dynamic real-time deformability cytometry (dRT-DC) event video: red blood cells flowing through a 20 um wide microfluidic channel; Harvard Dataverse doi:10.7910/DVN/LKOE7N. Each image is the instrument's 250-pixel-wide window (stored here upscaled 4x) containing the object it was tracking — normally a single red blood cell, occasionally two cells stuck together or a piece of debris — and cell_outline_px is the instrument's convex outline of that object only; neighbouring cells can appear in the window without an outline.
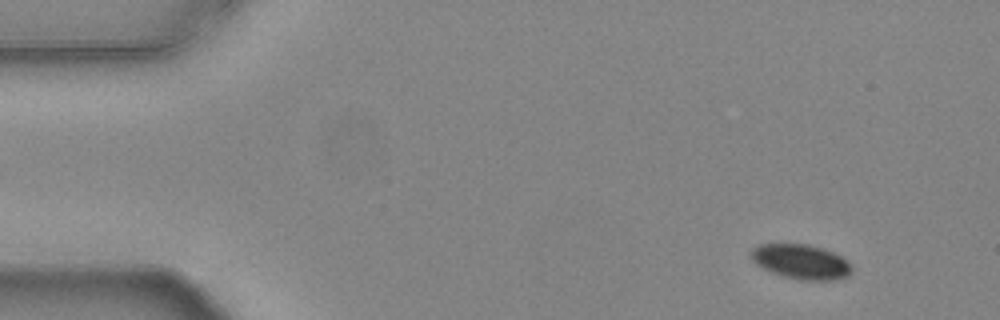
{"species": "common noctule bat (a hibernating species)", "species_latin": "Nyctalus noctula", "temperature_condition": "warm", "stored_images_in_passage": 12, "camera_frame_rate_fps": 3000, "um_per_image_px": 0.085, "animal": {"sex": "female", "body_mass_g": 24.6, "forearm_length_mm": 56.2}, "frame": {"image": 1, "passage_image": 5, "time_ms": 1.333, "image_size_px": [1000, 320], "cell_outline_px": [[852, 272], [848, 276], [832, 280], [800, 280], [784, 276], [772, 272], [756, 264], [752, 260], [752, 248], [760, 244], [808, 244], [832, 252], [840, 256], [852, 268]], "centroid_in_image_um": [68.08, 22.25], "position_along_channel_um": 16.9, "area_um2": 20.0}}